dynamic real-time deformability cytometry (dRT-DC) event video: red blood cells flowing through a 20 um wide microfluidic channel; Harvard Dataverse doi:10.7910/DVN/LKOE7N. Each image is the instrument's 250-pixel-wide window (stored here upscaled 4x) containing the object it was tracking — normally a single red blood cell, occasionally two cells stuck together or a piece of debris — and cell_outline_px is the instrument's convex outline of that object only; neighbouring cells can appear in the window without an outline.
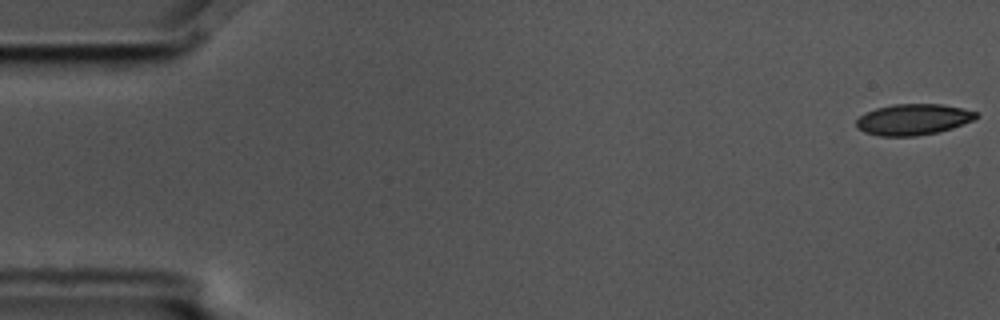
{"species": "common noctule bat (a hibernating species)", "species_latin": "Nyctalus noctula", "temperature_condition": "cold", "stored_images_in_passage": 56, "camera_frame_rate_fps": 3000, "um_per_image_px": 0.085, "animal": {"sex": "male", "body_mass_g": 17.5, "forearm_length_mm": 52.3}, "frame": {"image": 1, "passage_image": 1, "time_ms": 0.0, "image_size_px": [1000, 320], "cell_outline_px": [[980, 116], [972, 120], [952, 128], [936, 132], [916, 136], [880, 136], [864, 132], [856, 128], [856, 120], [860, 116], [876, 108], [892, 104], [940, 104], [960, 108], [976, 112]], "centroid_in_image_um": [77.59, 10.16], "position_along_channel_um": 7.4, "area_um2": 21.5}}
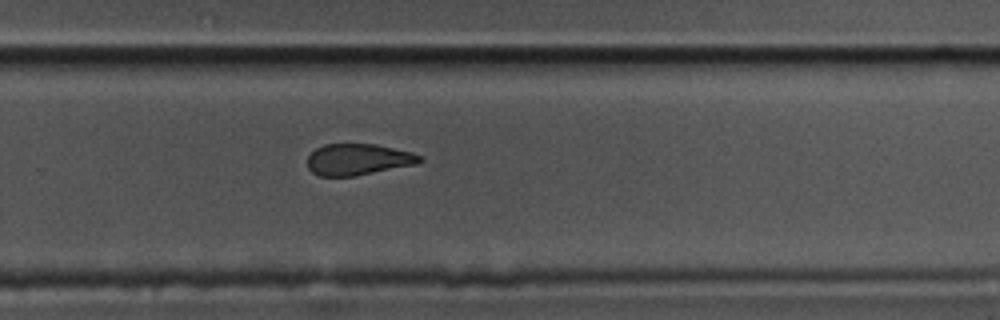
{"frame": {"image": 2, "passage_image": 37, "time_ms": 12.0, "image_size_px": [1000, 320], "cell_outline_px": [[424, 160], [416, 164], [352, 176], [320, 176], [312, 172], [308, 168], [308, 156], [316, 148], [324, 144], [376, 144], [412, 152], [424, 156]], "centroid_in_image_um": [30.45, 13.54], "position_along_channel_um": 299.3, "area_um2": 20.46}}
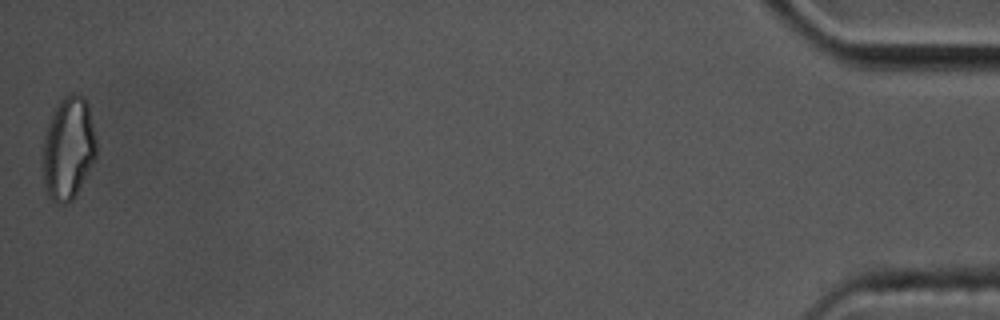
{"frame": {"image": 3, "passage_image": 56, "time_ms": 18.333, "image_size_px": [1000, 320], "cell_outline_px": [[96, 156], [92, 164], [72, 200], [64, 204], [60, 204], [52, 200], [48, 196], [44, 188], [40, 160], [44, 132], [60, 100], [68, 92], [72, 92], [84, 96], [88, 104], [96, 140]], "centroid_in_image_um": [5.76, 12.61], "position_along_channel_um": 429.4, "area_um2": 32.54}, "authors_computed_cell_mechanics": {"area_um2": 22.4553, "velocity_mm_per_s": 3.5742, "shape_relaxation_time_tau1_ms": 5.4443, "shape_relaxation_time_tau2_ms": 3.9866, "deformation_change_tau1": 0.1244, "deformation_change_tau2": 0.1094}}